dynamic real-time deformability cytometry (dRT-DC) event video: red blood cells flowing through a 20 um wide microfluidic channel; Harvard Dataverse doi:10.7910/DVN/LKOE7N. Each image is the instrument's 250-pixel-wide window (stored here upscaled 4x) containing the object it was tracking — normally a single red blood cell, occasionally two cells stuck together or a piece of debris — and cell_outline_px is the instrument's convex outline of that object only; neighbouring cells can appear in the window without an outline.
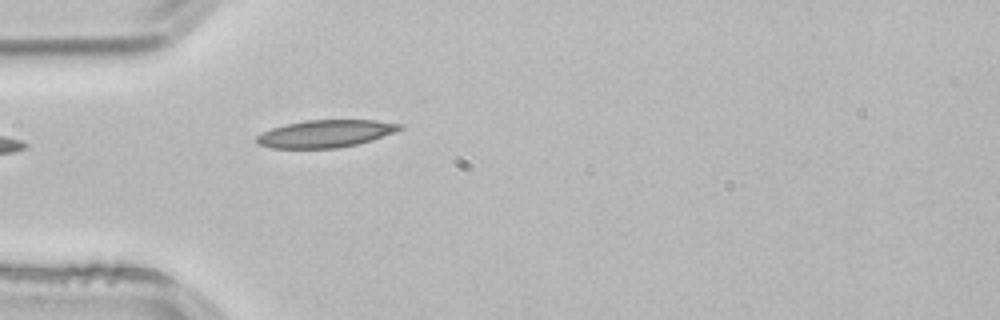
{"species": "common noctule bat (a hibernating species)", "species_latin": "Nyctalus noctula", "temperature_condition": "room temperature", "stored_images_in_passage": 4, "camera_frame_rate_fps": 3000, "um_per_image_px": 0.085, "animal": {"sex": "male", "body_mass_g": 21.5, "forearm_length_mm": 52.0}, "frame": {"image": 1, "passage_image": 4, "time_ms": 1.0, "image_size_px": [1000, 320], "cell_outline_px": [[404, 128], [396, 132], [372, 140], [356, 144], [336, 148], [272, 148], [256, 144], [256, 136], [272, 128], [284, 124], [304, 120], [376, 120], [404, 124]], "centroid_in_image_um": [27.69, 11.35], "position_along_channel_um": 57.3, "area_um2": 23.0}}